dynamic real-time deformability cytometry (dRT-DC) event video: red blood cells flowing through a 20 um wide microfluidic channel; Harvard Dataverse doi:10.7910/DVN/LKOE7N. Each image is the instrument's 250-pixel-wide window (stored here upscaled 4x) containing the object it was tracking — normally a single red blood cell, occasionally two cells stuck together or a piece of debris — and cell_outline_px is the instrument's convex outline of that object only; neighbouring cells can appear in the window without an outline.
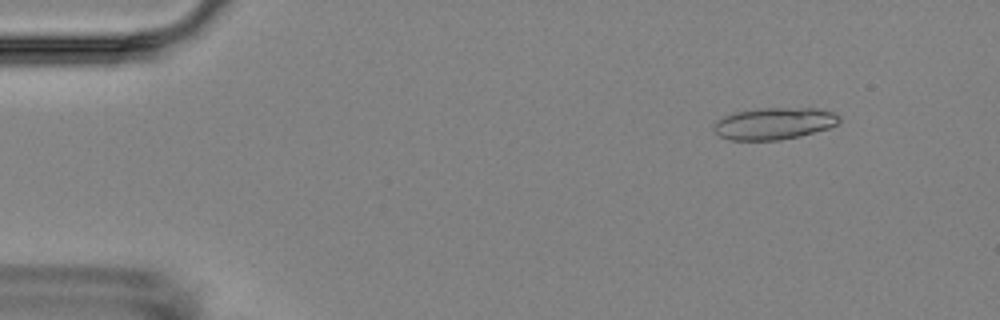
{"species": "Egyptian fruit bat (a non-hibernating species)", "species_latin": "Rousettus aegyptiacus", "temperature_condition": "room temperature", "stored_images_in_passage": 6, "camera_frame_rate_fps": 3000, "um_per_image_px": 0.085, "animal": {"sex": "female"}, "frame": {"image": 1, "passage_image": 2, "time_ms": 1.0, "image_size_px": [1000, 320], "cell_outline_px": [[840, 124], [828, 128], [800, 136], [780, 140], [732, 140], [720, 136], [712, 128], [716, 120], [724, 116], [736, 112], [760, 108], [816, 108], [832, 112], [840, 116]], "centroid_in_image_um": [65.81, 10.5], "position_along_channel_um": 19.2, "area_um2": 23.35}}